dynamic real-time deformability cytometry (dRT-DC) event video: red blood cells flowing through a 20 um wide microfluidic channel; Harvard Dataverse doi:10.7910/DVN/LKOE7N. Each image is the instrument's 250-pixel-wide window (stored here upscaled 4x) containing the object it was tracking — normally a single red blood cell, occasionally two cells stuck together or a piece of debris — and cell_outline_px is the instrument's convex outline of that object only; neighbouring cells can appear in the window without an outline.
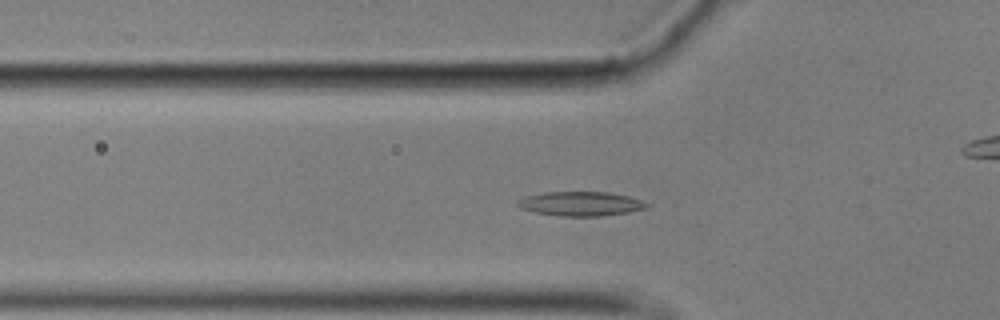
{"species": "common noctule bat (a hibernating species)", "species_latin": "Nyctalus noctula", "temperature_condition": "cold", "stored_images_in_passage": 58, "camera_frame_rate_fps": 3000, "um_per_image_px": 0.085, "animal": {"sex": "male", "body_mass_g": 17.9}, "frame": {"image": 1, "passage_image": 19, "time_ms": 6.0, "image_size_px": [1000, 320], "cell_outline_px": [[652, 204], [648, 208], [628, 212], [600, 216], [556, 216], [536, 212], [520, 208], [516, 204], [516, 200], [524, 196], [544, 192], [608, 192], [628, 196]], "centroid_in_image_um": [49.35, 17.32], "position_along_channel_um": 76.5, "area_um2": 18.44}}
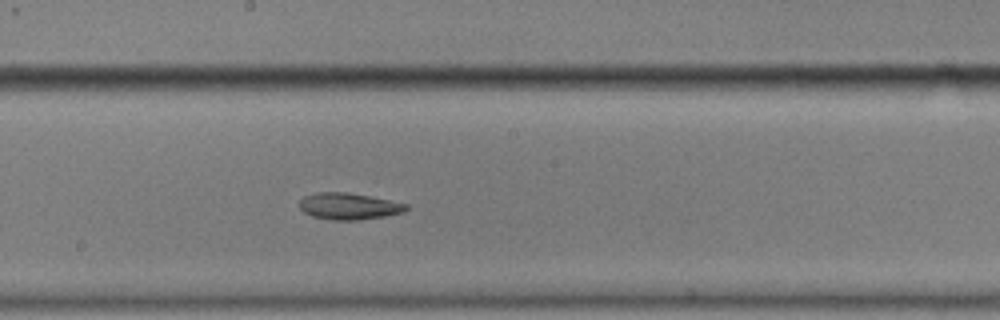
{"frame": {"image": 2, "passage_image": 31, "time_ms": 10.0, "image_size_px": [1000, 320], "cell_outline_px": [[408, 208], [404, 212], [384, 216], [356, 220], [332, 220], [312, 216], [304, 212], [300, 208], [300, 200], [304, 196], [320, 192], [348, 192], [408, 204]], "centroid_in_image_um": [29.64, 17.53], "position_along_channel_um": 218.6, "area_um2": 16.36}}
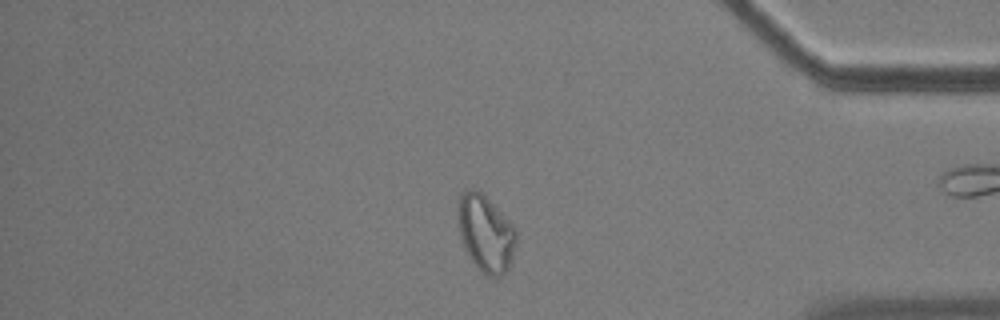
{"frame": {"image": 3, "passage_image": 48, "time_ms": 15.667, "image_size_px": [1000, 320], "cell_outline_px": [[516, 244], [512, 264], [500, 276], [492, 280], [484, 276], [472, 260], [464, 248], [460, 236], [460, 192], [464, 188], [472, 188], [480, 192], [516, 228]], "centroid_in_image_um": [41.32, 19.91], "position_along_channel_um": 393.9, "area_um2": 25.84}, "authors_computed_cell_mechanics": {"area_um2": 17.8891, "velocity_mm_per_s": 3.5326, "shape_relaxation_time_tau1_ms": null, "shape_relaxation_time_tau2_ms": 7.9401, "deformation_change_tau1": null, "deformation_change_tau2": 0.1433}}